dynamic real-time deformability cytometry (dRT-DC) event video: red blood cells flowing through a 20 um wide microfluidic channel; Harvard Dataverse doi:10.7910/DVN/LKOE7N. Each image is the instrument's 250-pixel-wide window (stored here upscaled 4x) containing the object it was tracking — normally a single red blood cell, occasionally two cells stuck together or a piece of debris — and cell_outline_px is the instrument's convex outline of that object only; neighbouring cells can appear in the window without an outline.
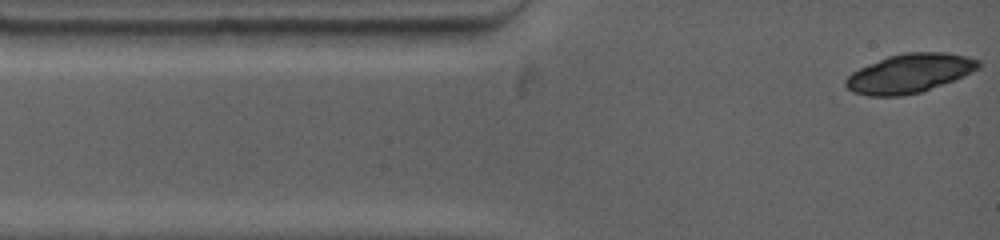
{"species": "common noctule bat (a hibernating species)", "species_latin": "Nyctalus noctula", "temperature_condition": "warm", "stored_images_in_passage": 5, "camera_frame_rate_fps": 4500, "um_per_image_px": 0.085, "animal": {"sex": "female", "body_mass_g": 19.0, "forearm_length_mm": 53.3}, "frame": {"image": 1, "passage_image": 1, "time_ms": 0.0, "image_size_px": [1000, 240], "cell_outline_px": [[980, 68], [964, 76], [920, 92], [904, 96], [868, 96], [852, 92], [844, 84], [844, 80], [852, 72], [868, 64], [888, 56], [904, 52], [944, 52], [968, 56], [980, 60]], "centroid_in_image_um": [77.31, 6.23], "position_along_channel_um": 7.7, "area_um2": 30.23}}